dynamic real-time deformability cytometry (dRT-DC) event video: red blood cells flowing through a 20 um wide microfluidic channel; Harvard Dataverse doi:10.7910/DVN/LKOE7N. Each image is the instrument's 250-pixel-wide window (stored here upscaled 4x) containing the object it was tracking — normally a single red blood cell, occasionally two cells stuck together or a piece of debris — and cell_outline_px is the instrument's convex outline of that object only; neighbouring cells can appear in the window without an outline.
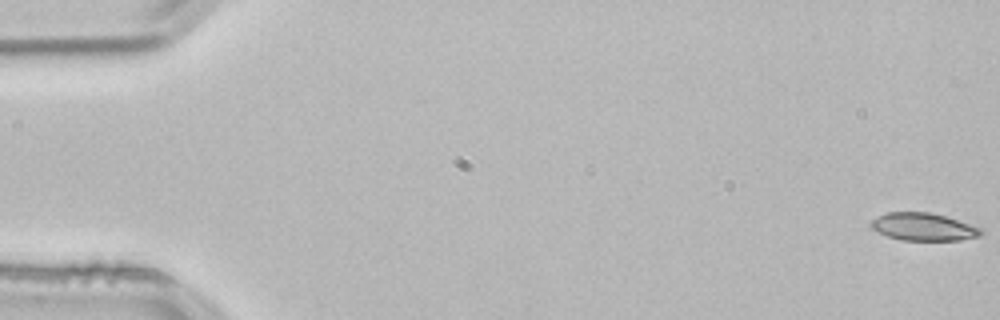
{"species": "common noctule bat (a hibernating species)", "species_latin": "Nyctalus noctula", "temperature_condition": "room temperature", "stored_images_in_passage": 11, "camera_frame_rate_fps": 3000, "um_per_image_px": 0.085, "animal": {"sex": "male", "body_mass_g": 21.5, "forearm_length_mm": 52.0}, "frame": {"image": 1, "passage_image": 1, "time_ms": 0.0, "image_size_px": [1000, 320], "cell_outline_px": [[984, 232], [980, 236], [960, 240], [900, 240], [876, 232], [868, 224], [876, 216], [888, 212], [928, 212], [944, 216], [980, 228]], "centroid_in_image_um": [78.43, 19.28], "position_along_channel_um": 6.6, "area_um2": 17.63}}